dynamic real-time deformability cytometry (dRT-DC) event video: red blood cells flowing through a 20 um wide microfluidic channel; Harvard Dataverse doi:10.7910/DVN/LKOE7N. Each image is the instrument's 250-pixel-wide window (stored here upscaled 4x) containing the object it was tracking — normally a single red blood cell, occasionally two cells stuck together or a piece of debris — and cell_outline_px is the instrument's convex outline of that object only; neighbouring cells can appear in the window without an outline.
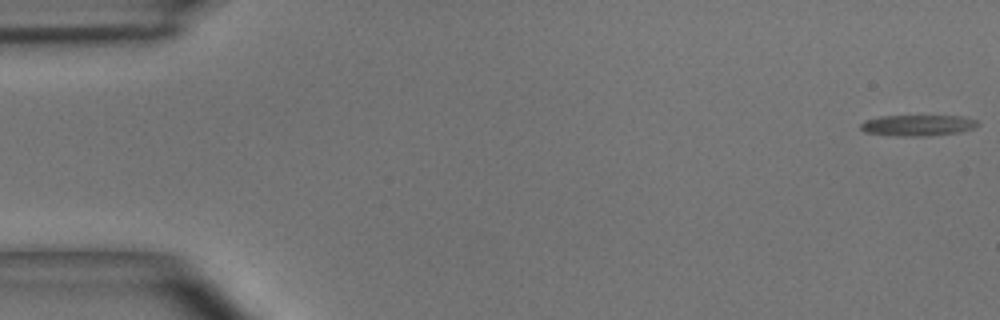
{"species": "common noctule bat (a hibernating species)", "species_latin": "Nyctalus noctula", "temperature_condition": "room temperature", "stored_images_in_passage": 2, "camera_frame_rate_fps": 3000, "um_per_image_px": 0.085, "animal": {"sex": "male", "body_mass_g": 15.6}, "frame": {"image": 1, "passage_image": 2, "time_ms": 0.333, "image_size_px": [1000, 320], "cell_outline_px": [[980, 124], [976, 128], [960, 132], [928, 136], [892, 136], [864, 132], [860, 128], [860, 124], [864, 120], [880, 116], [964, 116], [976, 120]], "centroid_in_image_um": [78.01, 10.66], "position_along_channel_um": 7.0, "area_um2": 14.57}}